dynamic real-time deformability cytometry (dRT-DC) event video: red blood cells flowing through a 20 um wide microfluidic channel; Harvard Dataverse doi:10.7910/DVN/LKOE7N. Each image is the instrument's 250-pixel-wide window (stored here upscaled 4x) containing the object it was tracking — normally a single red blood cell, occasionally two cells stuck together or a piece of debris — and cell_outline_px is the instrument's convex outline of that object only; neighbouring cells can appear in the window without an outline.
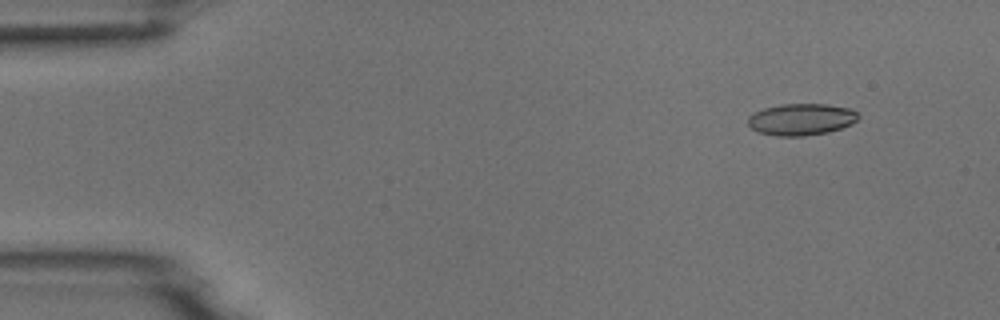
{"species": "common noctule bat (a hibernating species)", "species_latin": "Nyctalus noctula", "temperature_condition": "room temperature", "stored_images_in_passage": 6, "camera_frame_rate_fps": 3000, "um_per_image_px": 0.085, "animal": {"sex": "male", "body_mass_g": 18.8}, "frame": {"image": 1, "passage_image": 2, "time_ms": 1.0, "image_size_px": [1000, 320], "cell_outline_px": [[860, 116], [852, 124], [828, 132], [804, 136], [776, 136], [756, 132], [748, 124], [748, 116], [764, 108], [780, 104], [828, 104], [852, 108]], "centroid_in_image_um": [68.11, 10.14], "position_along_channel_um": 16.9, "area_um2": 20.52}}
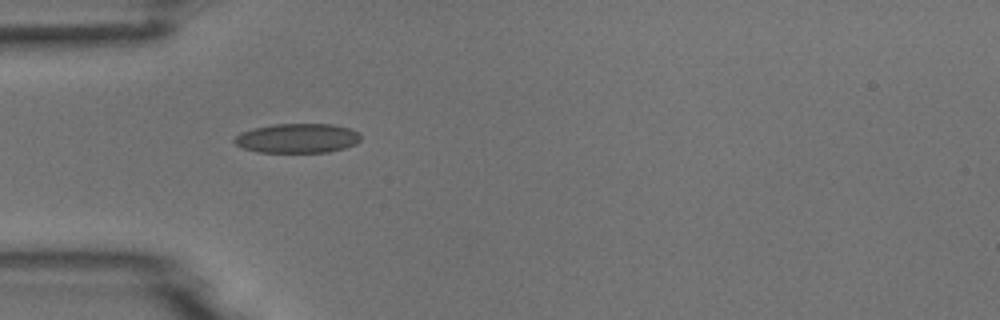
{"frame": {"image": 2, "passage_image": 5, "time_ms": 4.667, "image_size_px": [1000, 320], "cell_outline_px": [[360, 140], [356, 144], [344, 148], [328, 152], [256, 152], [244, 148], [236, 144], [232, 140], [240, 132], [252, 128], [276, 124], [332, 124], [348, 128], [360, 132]], "centroid_in_image_um": [25.27, 11.75], "position_along_channel_um": 59.7, "area_um2": 21.73}}